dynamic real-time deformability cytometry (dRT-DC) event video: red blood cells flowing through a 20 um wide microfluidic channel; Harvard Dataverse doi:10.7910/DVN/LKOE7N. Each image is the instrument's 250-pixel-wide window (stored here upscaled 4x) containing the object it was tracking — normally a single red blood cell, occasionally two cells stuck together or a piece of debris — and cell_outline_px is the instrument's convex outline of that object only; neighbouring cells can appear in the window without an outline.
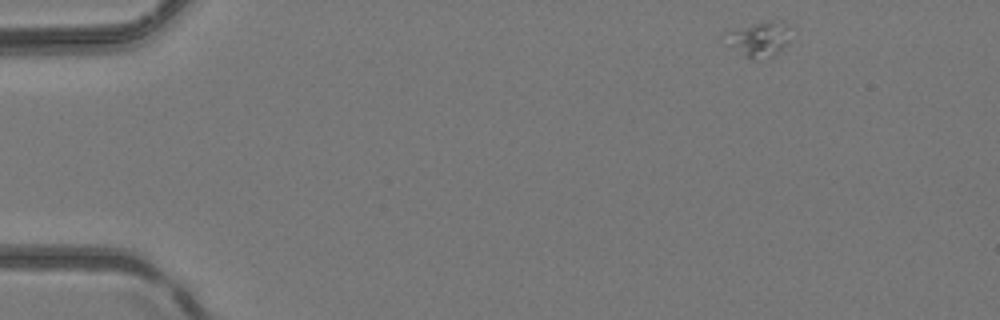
{"species": "common noctule bat (a hibernating species)", "species_latin": "Nyctalus noctula", "temperature_condition": "room temperature", "stored_images_in_passage": 5, "camera_frame_rate_fps": 3000, "um_per_image_px": 0.085, "animal": {"sex": "female", "body_mass_g": 24.6, "forearm_length_mm": 56.2}, "frame": {"image": 1, "passage_image": 1, "time_ms": 0.0, "image_size_px": [1000, 320], "cell_outline_px": [[788, 44], [776, 52], [768, 56], [752, 60], [744, 56], [732, 44], [724, 32], [772, 20], [780, 20], [788, 40]], "centroid_in_image_um": [64.51, 3.33], "position_along_channel_um": 20.5, "area_um2": 11.96}}
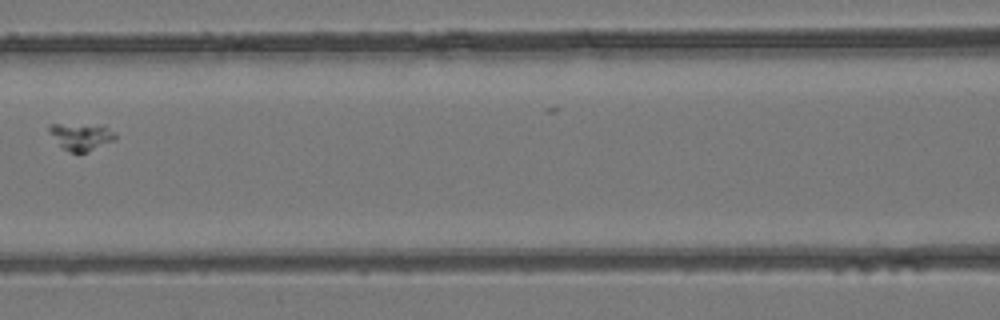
{"frame": {"image": 2, "passage_image": 5, "time_ms": 1.333, "image_size_px": [1000, 320], "cell_outline_px": [[116, 140], [88, 152], [72, 152], [64, 148], [60, 144], [48, 128], [48, 124], [104, 124], [116, 132]], "centroid_in_image_um": [7.01, 11.58], "position_along_channel_um": 159.6, "area_um2": 10.52}}